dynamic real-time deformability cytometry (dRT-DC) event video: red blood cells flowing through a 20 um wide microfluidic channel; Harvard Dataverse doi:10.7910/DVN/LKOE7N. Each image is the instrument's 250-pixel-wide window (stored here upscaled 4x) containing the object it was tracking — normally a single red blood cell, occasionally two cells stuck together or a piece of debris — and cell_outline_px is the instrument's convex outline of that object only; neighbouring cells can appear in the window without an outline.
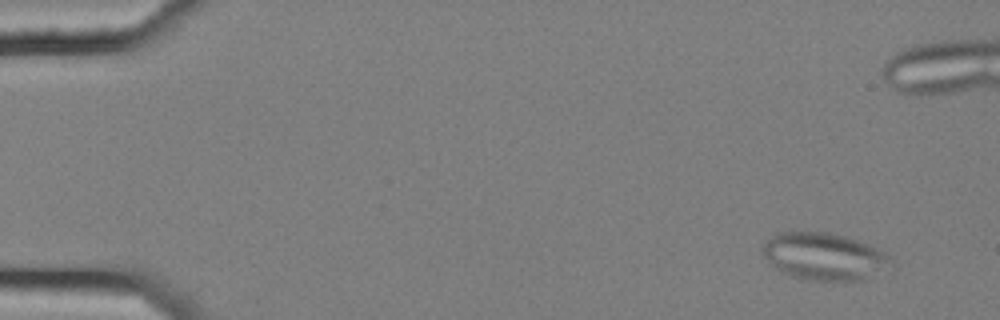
{"species": "common noctule bat (a hibernating species)", "species_latin": "Nyctalus noctula", "temperature_condition": "cold", "stored_images_in_passage": 5, "camera_frame_rate_fps": 3000, "um_per_image_px": 0.085, "animal": {"sex": "female", "body_mass_g": 25.1}, "frame": {"image": 1, "passage_image": 1, "time_ms": 0.0, "image_size_px": [1000, 320], "cell_outline_px": [[892, 264], [864, 280], [804, 280], [780, 272], [764, 256], [760, 248], [776, 232], [828, 232], [844, 236], [868, 244], [884, 252], [892, 260]], "centroid_in_image_um": [70.01, 21.79], "position_along_channel_um": 15.0, "area_um2": 35.03}}